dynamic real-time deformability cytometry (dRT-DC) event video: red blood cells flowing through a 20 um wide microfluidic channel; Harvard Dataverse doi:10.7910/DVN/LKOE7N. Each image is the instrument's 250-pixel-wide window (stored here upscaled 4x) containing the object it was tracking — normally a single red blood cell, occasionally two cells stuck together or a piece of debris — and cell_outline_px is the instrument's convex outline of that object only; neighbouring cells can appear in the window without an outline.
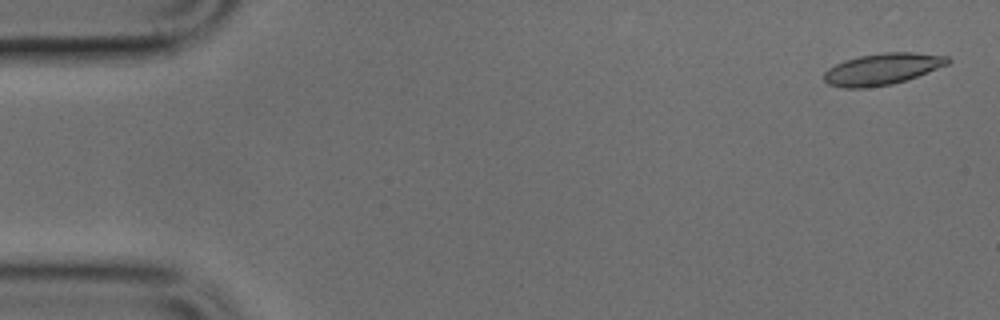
{"species": "common noctule bat (a hibernating species)", "species_latin": "Nyctalus noctula", "temperature_condition": "cold", "stored_images_in_passage": 5, "camera_frame_rate_fps": 3000, "um_per_image_px": 0.085, "animal": {"sex": "male", "body_mass_g": 17.9, "forearm_length_mm": 54.2}, "frame": {"image": 1, "passage_image": 1, "time_ms": 0.0, "image_size_px": [1000, 320], "cell_outline_px": [[952, 60], [948, 64], [928, 72], [892, 84], [864, 88], [844, 88], [828, 84], [824, 80], [824, 72], [828, 68], [844, 60], [860, 56], [884, 52], [916, 52], [948, 56]], "centroid_in_image_um": [74.99, 5.86], "position_along_channel_um": 10.0, "area_um2": 22.66}}
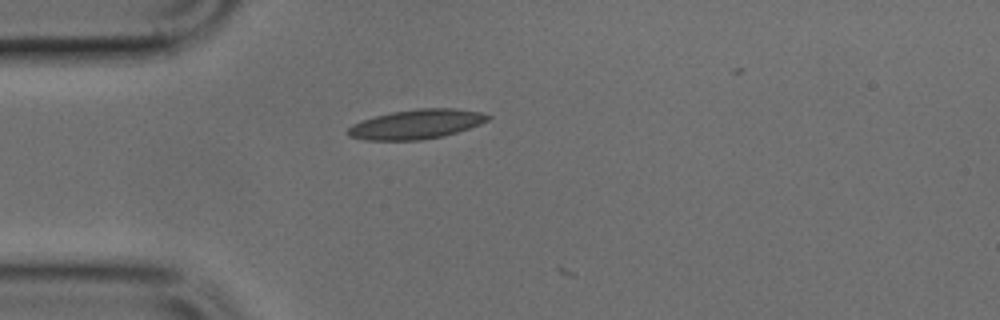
{"frame": {"image": 2, "passage_image": 4, "time_ms": 1.0, "image_size_px": [1000, 320], "cell_outline_px": [[492, 116], [488, 120], [480, 124], [444, 136], [420, 140], [364, 140], [348, 136], [344, 132], [352, 124], [376, 116], [392, 112], [420, 108], [456, 108], [480, 112]], "centroid_in_image_um": [35.37, 10.56], "position_along_channel_um": 49.6, "area_um2": 23.99}}